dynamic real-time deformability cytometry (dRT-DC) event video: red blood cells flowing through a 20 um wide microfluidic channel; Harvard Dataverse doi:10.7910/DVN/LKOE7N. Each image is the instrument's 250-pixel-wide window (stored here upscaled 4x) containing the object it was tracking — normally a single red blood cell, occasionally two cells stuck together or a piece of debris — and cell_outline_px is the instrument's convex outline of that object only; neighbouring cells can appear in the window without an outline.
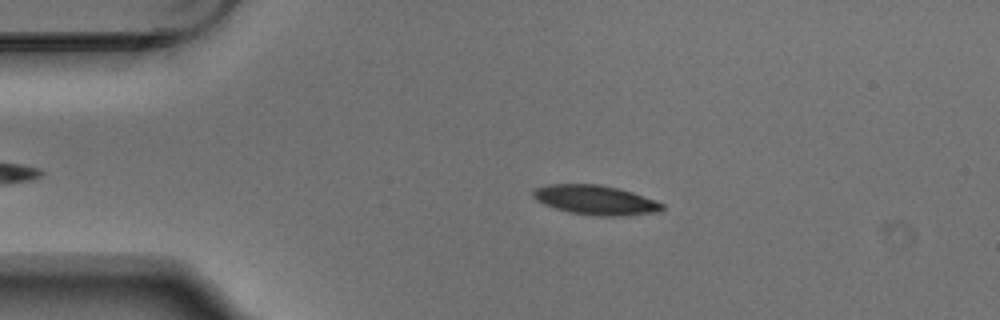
{"species": "Egyptian fruit bat (a non-hibernating species)", "species_latin": "Rousettus aegyptiacus", "temperature_condition": "warm", "stored_images_in_passage": 3, "camera_frame_rate_fps": 3000, "um_per_image_px": 0.085, "animal": {"sex": "male"}, "frame": {"image": 1, "passage_image": 2, "time_ms": 0.333, "image_size_px": [1000, 320], "cell_outline_px": [[664, 208], [660, 212], [628, 216], [596, 216], [572, 212], [556, 208], [544, 204], [536, 200], [532, 196], [532, 192], [536, 188], [548, 184], [600, 184], [620, 188], [656, 200], [664, 204]], "centroid_in_image_um": [50.67, 17.0], "position_along_channel_um": 34.3, "area_um2": 22.37}}